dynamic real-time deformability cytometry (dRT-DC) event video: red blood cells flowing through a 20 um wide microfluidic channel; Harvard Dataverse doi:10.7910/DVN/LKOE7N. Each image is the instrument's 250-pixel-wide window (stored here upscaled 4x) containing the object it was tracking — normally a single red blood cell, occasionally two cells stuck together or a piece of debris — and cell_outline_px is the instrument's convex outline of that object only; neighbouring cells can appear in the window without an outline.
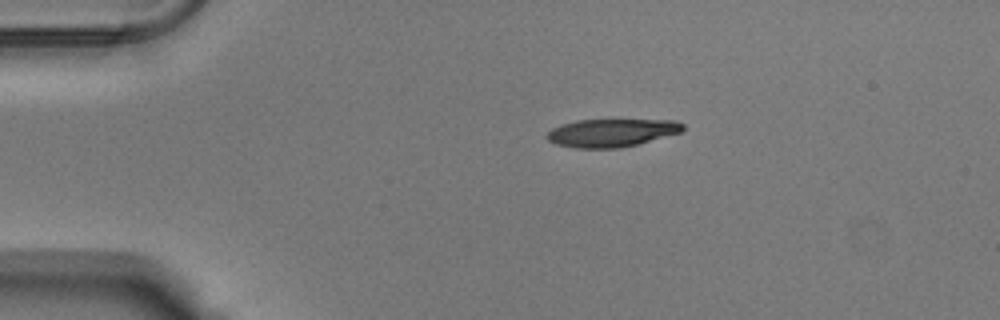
{"species": "Egyptian fruit bat (a non-hibernating species)", "species_latin": "Rousettus aegyptiacus", "temperature_condition": "warm", "stored_images_in_passage": 44, "camera_frame_rate_fps": 3000, "um_per_image_px": 0.085, "animal": {"sex": "male"}, "frame": {"image": 1, "passage_image": 1, "time_ms": 0.0, "image_size_px": [1000, 320], "cell_outline_px": [[684, 128], [680, 132], [636, 144], [620, 148], [572, 148], [556, 144], [548, 140], [544, 136], [552, 128], [576, 120], [676, 120], [684, 124]], "centroid_in_image_um": [51.94, 11.29], "position_along_channel_um": 33.1, "area_um2": 22.02}}
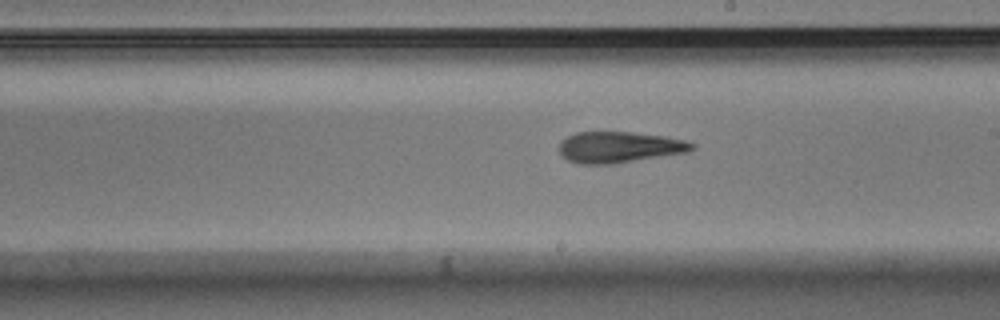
{"frame": {"image": 2, "passage_image": 21, "time_ms": 6.667, "image_size_px": [1000, 320], "cell_outline_px": [[696, 148], [688, 152], [612, 164], [580, 164], [568, 160], [560, 152], [560, 140], [576, 132], [632, 132], [664, 136], [684, 140], [696, 144]], "centroid_in_image_um": [52.66, 12.51], "position_along_channel_um": 236.3, "area_um2": 24.04}}
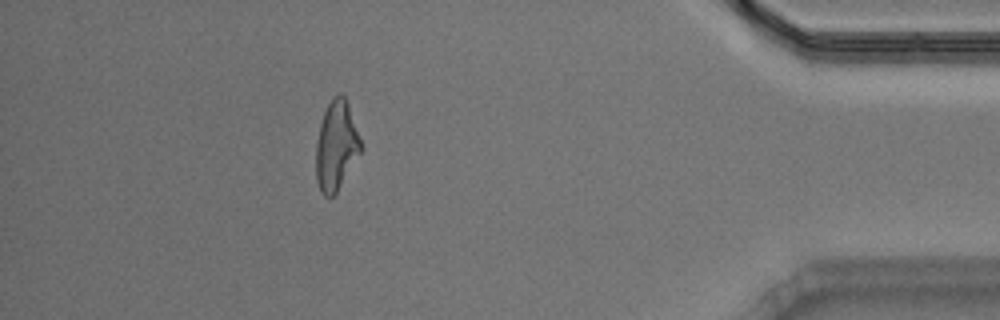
{"frame": {"image": 3, "passage_image": 38, "time_ms": 12.333, "image_size_px": [1000, 320], "cell_outline_px": [[364, 148], [336, 192], [332, 196], [324, 196], [320, 192], [316, 180], [316, 144], [320, 124], [324, 112], [332, 96], [336, 92], [340, 92], [344, 96], [348, 104]], "centroid_in_image_um": [28.59, 12.37], "position_along_channel_um": 406.6, "area_um2": 23.47}, "authors_computed_cell_mechanics": {"area_um2": 23.8714, "velocity_mm_per_s": 3.8017, "shape_relaxation_time_tau1_ms": null, "shape_relaxation_time_tau2_ms": 3.5174, "deformation_change_tau1": null, "deformation_change_tau2": 0.1459}}